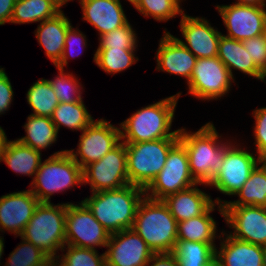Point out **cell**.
<instances>
[{
    "label": "cell",
    "mask_w": 266,
    "mask_h": 266,
    "mask_svg": "<svg viewBox=\"0 0 266 266\" xmlns=\"http://www.w3.org/2000/svg\"><path fill=\"white\" fill-rule=\"evenodd\" d=\"M221 137L211 122L195 132L179 129V142L187 151L190 173L197 183L207 186L218 172L224 152L233 142Z\"/></svg>",
    "instance_id": "cell-1"
},
{
    "label": "cell",
    "mask_w": 266,
    "mask_h": 266,
    "mask_svg": "<svg viewBox=\"0 0 266 266\" xmlns=\"http://www.w3.org/2000/svg\"><path fill=\"white\" fill-rule=\"evenodd\" d=\"M181 94L178 92L167 98H162L156 103L142 107L118 124L121 141L138 143L163 138H179V129L172 131L171 128Z\"/></svg>",
    "instance_id": "cell-2"
},
{
    "label": "cell",
    "mask_w": 266,
    "mask_h": 266,
    "mask_svg": "<svg viewBox=\"0 0 266 266\" xmlns=\"http://www.w3.org/2000/svg\"><path fill=\"white\" fill-rule=\"evenodd\" d=\"M144 196V188L128 184L118 189L92 192V195L82 202L95 219L112 234L132 229L138 205Z\"/></svg>",
    "instance_id": "cell-3"
},
{
    "label": "cell",
    "mask_w": 266,
    "mask_h": 266,
    "mask_svg": "<svg viewBox=\"0 0 266 266\" xmlns=\"http://www.w3.org/2000/svg\"><path fill=\"white\" fill-rule=\"evenodd\" d=\"M177 227L178 222L163 200L144 196L138 205L132 229L154 253L173 252Z\"/></svg>",
    "instance_id": "cell-4"
},
{
    "label": "cell",
    "mask_w": 266,
    "mask_h": 266,
    "mask_svg": "<svg viewBox=\"0 0 266 266\" xmlns=\"http://www.w3.org/2000/svg\"><path fill=\"white\" fill-rule=\"evenodd\" d=\"M66 203H39L19 236L32 243L50 259L66 245Z\"/></svg>",
    "instance_id": "cell-5"
},
{
    "label": "cell",
    "mask_w": 266,
    "mask_h": 266,
    "mask_svg": "<svg viewBox=\"0 0 266 266\" xmlns=\"http://www.w3.org/2000/svg\"><path fill=\"white\" fill-rule=\"evenodd\" d=\"M43 161L30 184L31 192L40 203H51L54 193L83 185V169L67 150L57 151Z\"/></svg>",
    "instance_id": "cell-6"
},
{
    "label": "cell",
    "mask_w": 266,
    "mask_h": 266,
    "mask_svg": "<svg viewBox=\"0 0 266 266\" xmlns=\"http://www.w3.org/2000/svg\"><path fill=\"white\" fill-rule=\"evenodd\" d=\"M179 138L125 143L129 184L146 188L164 167L169 151Z\"/></svg>",
    "instance_id": "cell-7"
},
{
    "label": "cell",
    "mask_w": 266,
    "mask_h": 266,
    "mask_svg": "<svg viewBox=\"0 0 266 266\" xmlns=\"http://www.w3.org/2000/svg\"><path fill=\"white\" fill-rule=\"evenodd\" d=\"M197 182L189 169V159L185 147L178 142L170 151L162 170L144 189L145 196L163 200L171 194L186 190Z\"/></svg>",
    "instance_id": "cell-8"
},
{
    "label": "cell",
    "mask_w": 266,
    "mask_h": 266,
    "mask_svg": "<svg viewBox=\"0 0 266 266\" xmlns=\"http://www.w3.org/2000/svg\"><path fill=\"white\" fill-rule=\"evenodd\" d=\"M235 82L218 57L198 58L187 83L188 94L203 101L221 99Z\"/></svg>",
    "instance_id": "cell-9"
},
{
    "label": "cell",
    "mask_w": 266,
    "mask_h": 266,
    "mask_svg": "<svg viewBox=\"0 0 266 266\" xmlns=\"http://www.w3.org/2000/svg\"><path fill=\"white\" fill-rule=\"evenodd\" d=\"M254 155L247 148H241L240 144L232 143L225 150L219 170L207 186L215 187L217 191L228 196L235 195L260 163V158Z\"/></svg>",
    "instance_id": "cell-10"
},
{
    "label": "cell",
    "mask_w": 266,
    "mask_h": 266,
    "mask_svg": "<svg viewBox=\"0 0 266 266\" xmlns=\"http://www.w3.org/2000/svg\"><path fill=\"white\" fill-rule=\"evenodd\" d=\"M65 232L66 245L95 250L96 247H107L111 235L82 201L66 203Z\"/></svg>",
    "instance_id": "cell-11"
},
{
    "label": "cell",
    "mask_w": 266,
    "mask_h": 266,
    "mask_svg": "<svg viewBox=\"0 0 266 266\" xmlns=\"http://www.w3.org/2000/svg\"><path fill=\"white\" fill-rule=\"evenodd\" d=\"M120 142V128L100 118L82 131L76 151L71 149L67 152L84 169L89 164L99 161Z\"/></svg>",
    "instance_id": "cell-12"
},
{
    "label": "cell",
    "mask_w": 266,
    "mask_h": 266,
    "mask_svg": "<svg viewBox=\"0 0 266 266\" xmlns=\"http://www.w3.org/2000/svg\"><path fill=\"white\" fill-rule=\"evenodd\" d=\"M83 184H89L91 192L118 189L129 184L127 154L123 141L99 161L83 169Z\"/></svg>",
    "instance_id": "cell-13"
},
{
    "label": "cell",
    "mask_w": 266,
    "mask_h": 266,
    "mask_svg": "<svg viewBox=\"0 0 266 266\" xmlns=\"http://www.w3.org/2000/svg\"><path fill=\"white\" fill-rule=\"evenodd\" d=\"M227 34L225 36L238 41L262 35L266 27V5H248L233 3L216 5Z\"/></svg>",
    "instance_id": "cell-14"
},
{
    "label": "cell",
    "mask_w": 266,
    "mask_h": 266,
    "mask_svg": "<svg viewBox=\"0 0 266 266\" xmlns=\"http://www.w3.org/2000/svg\"><path fill=\"white\" fill-rule=\"evenodd\" d=\"M224 220L232 237L266 246V207L223 206Z\"/></svg>",
    "instance_id": "cell-15"
},
{
    "label": "cell",
    "mask_w": 266,
    "mask_h": 266,
    "mask_svg": "<svg viewBox=\"0 0 266 266\" xmlns=\"http://www.w3.org/2000/svg\"><path fill=\"white\" fill-rule=\"evenodd\" d=\"M106 248V266H146L154 254L133 229L112 233Z\"/></svg>",
    "instance_id": "cell-16"
},
{
    "label": "cell",
    "mask_w": 266,
    "mask_h": 266,
    "mask_svg": "<svg viewBox=\"0 0 266 266\" xmlns=\"http://www.w3.org/2000/svg\"><path fill=\"white\" fill-rule=\"evenodd\" d=\"M179 26L185 41L177 39L197 58L217 57L222 33L212 27L209 20L184 13Z\"/></svg>",
    "instance_id": "cell-17"
},
{
    "label": "cell",
    "mask_w": 266,
    "mask_h": 266,
    "mask_svg": "<svg viewBox=\"0 0 266 266\" xmlns=\"http://www.w3.org/2000/svg\"><path fill=\"white\" fill-rule=\"evenodd\" d=\"M40 201L30 189L0 197V231L20 236Z\"/></svg>",
    "instance_id": "cell-18"
},
{
    "label": "cell",
    "mask_w": 266,
    "mask_h": 266,
    "mask_svg": "<svg viewBox=\"0 0 266 266\" xmlns=\"http://www.w3.org/2000/svg\"><path fill=\"white\" fill-rule=\"evenodd\" d=\"M156 70L184 77L188 83L197 57L170 32L164 31L156 50Z\"/></svg>",
    "instance_id": "cell-19"
},
{
    "label": "cell",
    "mask_w": 266,
    "mask_h": 266,
    "mask_svg": "<svg viewBox=\"0 0 266 266\" xmlns=\"http://www.w3.org/2000/svg\"><path fill=\"white\" fill-rule=\"evenodd\" d=\"M83 18L90 23L99 34V37L128 22L119 0H79Z\"/></svg>",
    "instance_id": "cell-20"
},
{
    "label": "cell",
    "mask_w": 266,
    "mask_h": 266,
    "mask_svg": "<svg viewBox=\"0 0 266 266\" xmlns=\"http://www.w3.org/2000/svg\"><path fill=\"white\" fill-rule=\"evenodd\" d=\"M219 240L215 255L222 266H263L264 246L236 239L223 229Z\"/></svg>",
    "instance_id": "cell-21"
},
{
    "label": "cell",
    "mask_w": 266,
    "mask_h": 266,
    "mask_svg": "<svg viewBox=\"0 0 266 266\" xmlns=\"http://www.w3.org/2000/svg\"><path fill=\"white\" fill-rule=\"evenodd\" d=\"M198 185L204 184L197 183L163 199L177 222L202 215L214 203L210 194L199 189Z\"/></svg>",
    "instance_id": "cell-22"
},
{
    "label": "cell",
    "mask_w": 266,
    "mask_h": 266,
    "mask_svg": "<svg viewBox=\"0 0 266 266\" xmlns=\"http://www.w3.org/2000/svg\"><path fill=\"white\" fill-rule=\"evenodd\" d=\"M72 26L70 19L61 11L55 17L40 22L35 32L39 45L54 66L60 61L68 29Z\"/></svg>",
    "instance_id": "cell-23"
},
{
    "label": "cell",
    "mask_w": 266,
    "mask_h": 266,
    "mask_svg": "<svg viewBox=\"0 0 266 266\" xmlns=\"http://www.w3.org/2000/svg\"><path fill=\"white\" fill-rule=\"evenodd\" d=\"M217 57L225 64L233 78L234 69L266 83V75L254 64L243 41L221 34Z\"/></svg>",
    "instance_id": "cell-24"
},
{
    "label": "cell",
    "mask_w": 266,
    "mask_h": 266,
    "mask_svg": "<svg viewBox=\"0 0 266 266\" xmlns=\"http://www.w3.org/2000/svg\"><path fill=\"white\" fill-rule=\"evenodd\" d=\"M215 210L224 217L223 206L214 202L202 215L178 222L177 240L215 244V239L220 238L216 221L211 215Z\"/></svg>",
    "instance_id": "cell-25"
},
{
    "label": "cell",
    "mask_w": 266,
    "mask_h": 266,
    "mask_svg": "<svg viewBox=\"0 0 266 266\" xmlns=\"http://www.w3.org/2000/svg\"><path fill=\"white\" fill-rule=\"evenodd\" d=\"M41 152L21 144L17 139L6 140L1 150V161L17 174L32 176V180L42 161ZM34 175V176H33Z\"/></svg>",
    "instance_id": "cell-26"
},
{
    "label": "cell",
    "mask_w": 266,
    "mask_h": 266,
    "mask_svg": "<svg viewBox=\"0 0 266 266\" xmlns=\"http://www.w3.org/2000/svg\"><path fill=\"white\" fill-rule=\"evenodd\" d=\"M239 199L234 201L214 199L222 206H258L266 207V169L259 163L251 172L249 179L234 195Z\"/></svg>",
    "instance_id": "cell-27"
},
{
    "label": "cell",
    "mask_w": 266,
    "mask_h": 266,
    "mask_svg": "<svg viewBox=\"0 0 266 266\" xmlns=\"http://www.w3.org/2000/svg\"><path fill=\"white\" fill-rule=\"evenodd\" d=\"M26 136L17 140L26 146L41 152L42 149L51 147L56 143L58 132L50 117L29 115L24 124Z\"/></svg>",
    "instance_id": "cell-28"
},
{
    "label": "cell",
    "mask_w": 266,
    "mask_h": 266,
    "mask_svg": "<svg viewBox=\"0 0 266 266\" xmlns=\"http://www.w3.org/2000/svg\"><path fill=\"white\" fill-rule=\"evenodd\" d=\"M57 132L64 126L70 130L83 131L93 121L92 115L87 110L84 101L59 103L51 117Z\"/></svg>",
    "instance_id": "cell-29"
},
{
    "label": "cell",
    "mask_w": 266,
    "mask_h": 266,
    "mask_svg": "<svg viewBox=\"0 0 266 266\" xmlns=\"http://www.w3.org/2000/svg\"><path fill=\"white\" fill-rule=\"evenodd\" d=\"M61 11L48 0H16L10 23L30 24L55 17Z\"/></svg>",
    "instance_id": "cell-30"
},
{
    "label": "cell",
    "mask_w": 266,
    "mask_h": 266,
    "mask_svg": "<svg viewBox=\"0 0 266 266\" xmlns=\"http://www.w3.org/2000/svg\"><path fill=\"white\" fill-rule=\"evenodd\" d=\"M26 99L33 113L31 115L52 117L59 101L49 83V79L37 80L26 93Z\"/></svg>",
    "instance_id": "cell-31"
},
{
    "label": "cell",
    "mask_w": 266,
    "mask_h": 266,
    "mask_svg": "<svg viewBox=\"0 0 266 266\" xmlns=\"http://www.w3.org/2000/svg\"><path fill=\"white\" fill-rule=\"evenodd\" d=\"M216 244L177 240L173 254L178 266H202L215 256Z\"/></svg>",
    "instance_id": "cell-32"
},
{
    "label": "cell",
    "mask_w": 266,
    "mask_h": 266,
    "mask_svg": "<svg viewBox=\"0 0 266 266\" xmlns=\"http://www.w3.org/2000/svg\"><path fill=\"white\" fill-rule=\"evenodd\" d=\"M137 50L97 48L93 60L107 74L114 75L127 70L139 61Z\"/></svg>",
    "instance_id": "cell-33"
},
{
    "label": "cell",
    "mask_w": 266,
    "mask_h": 266,
    "mask_svg": "<svg viewBox=\"0 0 266 266\" xmlns=\"http://www.w3.org/2000/svg\"><path fill=\"white\" fill-rule=\"evenodd\" d=\"M181 1L183 2V0H137L133 6L146 18L152 17L158 22H167L177 15L184 14Z\"/></svg>",
    "instance_id": "cell-34"
},
{
    "label": "cell",
    "mask_w": 266,
    "mask_h": 266,
    "mask_svg": "<svg viewBox=\"0 0 266 266\" xmlns=\"http://www.w3.org/2000/svg\"><path fill=\"white\" fill-rule=\"evenodd\" d=\"M61 252L65 254H57L55 266H106L105 253L95 249L65 245Z\"/></svg>",
    "instance_id": "cell-35"
},
{
    "label": "cell",
    "mask_w": 266,
    "mask_h": 266,
    "mask_svg": "<svg viewBox=\"0 0 266 266\" xmlns=\"http://www.w3.org/2000/svg\"><path fill=\"white\" fill-rule=\"evenodd\" d=\"M58 75L53 77L54 79L49 80L55 95L59 103H71L83 100L82 84L79 82L78 78L73 75V73H65L64 69H59Z\"/></svg>",
    "instance_id": "cell-36"
},
{
    "label": "cell",
    "mask_w": 266,
    "mask_h": 266,
    "mask_svg": "<svg viewBox=\"0 0 266 266\" xmlns=\"http://www.w3.org/2000/svg\"><path fill=\"white\" fill-rule=\"evenodd\" d=\"M22 242L9 254L4 266H45L51 259L32 243Z\"/></svg>",
    "instance_id": "cell-37"
},
{
    "label": "cell",
    "mask_w": 266,
    "mask_h": 266,
    "mask_svg": "<svg viewBox=\"0 0 266 266\" xmlns=\"http://www.w3.org/2000/svg\"><path fill=\"white\" fill-rule=\"evenodd\" d=\"M137 34L129 21L106 34L101 35L98 48L136 50L138 46Z\"/></svg>",
    "instance_id": "cell-38"
},
{
    "label": "cell",
    "mask_w": 266,
    "mask_h": 266,
    "mask_svg": "<svg viewBox=\"0 0 266 266\" xmlns=\"http://www.w3.org/2000/svg\"><path fill=\"white\" fill-rule=\"evenodd\" d=\"M65 46H64V51L62 54V57L60 59V61L55 65L56 68L59 69H64L65 66H68V60L69 58H75V55H81L82 51H84V48H86L87 46V38L86 35H84L83 32H81L78 28H74L73 26H71L67 33H66V37H65ZM76 44V45H75ZM76 46H80V49L82 51H80V53H76L74 54V50L76 49ZM75 47V49H74Z\"/></svg>",
    "instance_id": "cell-39"
},
{
    "label": "cell",
    "mask_w": 266,
    "mask_h": 266,
    "mask_svg": "<svg viewBox=\"0 0 266 266\" xmlns=\"http://www.w3.org/2000/svg\"><path fill=\"white\" fill-rule=\"evenodd\" d=\"M252 116L255 119L253 136L255 138L256 154L261 159L266 155V107L254 109Z\"/></svg>",
    "instance_id": "cell-40"
},
{
    "label": "cell",
    "mask_w": 266,
    "mask_h": 266,
    "mask_svg": "<svg viewBox=\"0 0 266 266\" xmlns=\"http://www.w3.org/2000/svg\"><path fill=\"white\" fill-rule=\"evenodd\" d=\"M243 45L254 64L266 75V42L263 34L244 40Z\"/></svg>",
    "instance_id": "cell-41"
},
{
    "label": "cell",
    "mask_w": 266,
    "mask_h": 266,
    "mask_svg": "<svg viewBox=\"0 0 266 266\" xmlns=\"http://www.w3.org/2000/svg\"><path fill=\"white\" fill-rule=\"evenodd\" d=\"M14 91L5 68L0 71V115L9 111L13 101Z\"/></svg>",
    "instance_id": "cell-42"
},
{
    "label": "cell",
    "mask_w": 266,
    "mask_h": 266,
    "mask_svg": "<svg viewBox=\"0 0 266 266\" xmlns=\"http://www.w3.org/2000/svg\"><path fill=\"white\" fill-rule=\"evenodd\" d=\"M146 266H178V262L172 252L154 253Z\"/></svg>",
    "instance_id": "cell-43"
},
{
    "label": "cell",
    "mask_w": 266,
    "mask_h": 266,
    "mask_svg": "<svg viewBox=\"0 0 266 266\" xmlns=\"http://www.w3.org/2000/svg\"><path fill=\"white\" fill-rule=\"evenodd\" d=\"M16 0H0V26L10 23Z\"/></svg>",
    "instance_id": "cell-44"
},
{
    "label": "cell",
    "mask_w": 266,
    "mask_h": 266,
    "mask_svg": "<svg viewBox=\"0 0 266 266\" xmlns=\"http://www.w3.org/2000/svg\"><path fill=\"white\" fill-rule=\"evenodd\" d=\"M235 3L248 5H266V0H236Z\"/></svg>",
    "instance_id": "cell-45"
},
{
    "label": "cell",
    "mask_w": 266,
    "mask_h": 266,
    "mask_svg": "<svg viewBox=\"0 0 266 266\" xmlns=\"http://www.w3.org/2000/svg\"><path fill=\"white\" fill-rule=\"evenodd\" d=\"M52 4H54L60 11H62L61 7L68 4L67 2L73 1V0H48Z\"/></svg>",
    "instance_id": "cell-46"
},
{
    "label": "cell",
    "mask_w": 266,
    "mask_h": 266,
    "mask_svg": "<svg viewBox=\"0 0 266 266\" xmlns=\"http://www.w3.org/2000/svg\"><path fill=\"white\" fill-rule=\"evenodd\" d=\"M202 266H222L220 260L216 257V255L211 258L206 264Z\"/></svg>",
    "instance_id": "cell-47"
},
{
    "label": "cell",
    "mask_w": 266,
    "mask_h": 266,
    "mask_svg": "<svg viewBox=\"0 0 266 266\" xmlns=\"http://www.w3.org/2000/svg\"><path fill=\"white\" fill-rule=\"evenodd\" d=\"M6 140H7L6 133L4 129L0 126V150H2Z\"/></svg>",
    "instance_id": "cell-48"
},
{
    "label": "cell",
    "mask_w": 266,
    "mask_h": 266,
    "mask_svg": "<svg viewBox=\"0 0 266 266\" xmlns=\"http://www.w3.org/2000/svg\"><path fill=\"white\" fill-rule=\"evenodd\" d=\"M3 253H4V237L0 236V263Z\"/></svg>",
    "instance_id": "cell-49"
},
{
    "label": "cell",
    "mask_w": 266,
    "mask_h": 266,
    "mask_svg": "<svg viewBox=\"0 0 266 266\" xmlns=\"http://www.w3.org/2000/svg\"><path fill=\"white\" fill-rule=\"evenodd\" d=\"M260 163L263 165V167L266 169V155H264L261 159H260Z\"/></svg>",
    "instance_id": "cell-50"
},
{
    "label": "cell",
    "mask_w": 266,
    "mask_h": 266,
    "mask_svg": "<svg viewBox=\"0 0 266 266\" xmlns=\"http://www.w3.org/2000/svg\"><path fill=\"white\" fill-rule=\"evenodd\" d=\"M263 266H266V246H264Z\"/></svg>",
    "instance_id": "cell-51"
},
{
    "label": "cell",
    "mask_w": 266,
    "mask_h": 266,
    "mask_svg": "<svg viewBox=\"0 0 266 266\" xmlns=\"http://www.w3.org/2000/svg\"><path fill=\"white\" fill-rule=\"evenodd\" d=\"M127 1L130 2L132 5H134L137 2V0H127Z\"/></svg>",
    "instance_id": "cell-52"
},
{
    "label": "cell",
    "mask_w": 266,
    "mask_h": 266,
    "mask_svg": "<svg viewBox=\"0 0 266 266\" xmlns=\"http://www.w3.org/2000/svg\"><path fill=\"white\" fill-rule=\"evenodd\" d=\"M263 36H264V38H265V42H266V27H265V30H264Z\"/></svg>",
    "instance_id": "cell-53"
}]
</instances>
